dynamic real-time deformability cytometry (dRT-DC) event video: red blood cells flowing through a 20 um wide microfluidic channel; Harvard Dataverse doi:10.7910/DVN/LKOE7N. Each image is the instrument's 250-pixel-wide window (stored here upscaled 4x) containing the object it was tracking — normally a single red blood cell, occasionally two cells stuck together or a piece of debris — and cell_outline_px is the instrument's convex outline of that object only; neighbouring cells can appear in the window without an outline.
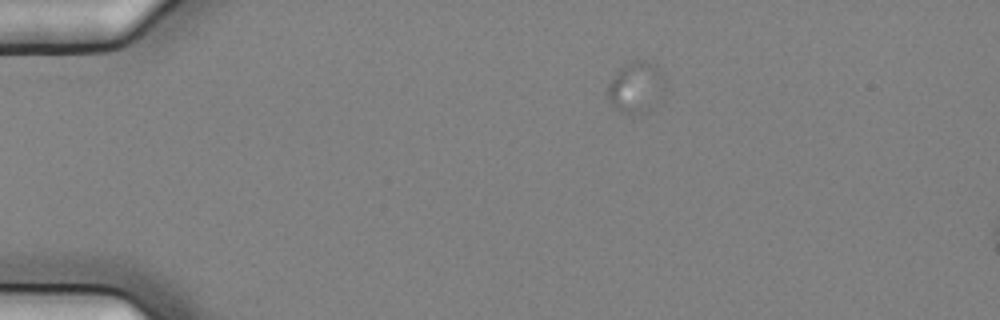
{"species": "common noctule bat (a hibernating species)", "species_latin": "Nyctalus noctula", "temperature_condition": "cold", "stored_images_in_passage": 3, "camera_frame_rate_fps": 3000, "um_per_image_px": 0.085, "animal": {"sex": "female", "body_mass_g": 25.1}, "frame": {"image": 1, "passage_image": 2, "time_ms": 0.333, "image_size_px": [1000, 320], "cell_outline_px": [[664, 88], [648, 108], [640, 112], [620, 112], [612, 104], [604, 92], [608, 84], [620, 68], [624, 64], [632, 60], [652, 60], [660, 68], [664, 80]], "centroid_in_image_um": [54.01, 7.32], "position_along_channel_um": 31.0, "area_um2": 16.65}}